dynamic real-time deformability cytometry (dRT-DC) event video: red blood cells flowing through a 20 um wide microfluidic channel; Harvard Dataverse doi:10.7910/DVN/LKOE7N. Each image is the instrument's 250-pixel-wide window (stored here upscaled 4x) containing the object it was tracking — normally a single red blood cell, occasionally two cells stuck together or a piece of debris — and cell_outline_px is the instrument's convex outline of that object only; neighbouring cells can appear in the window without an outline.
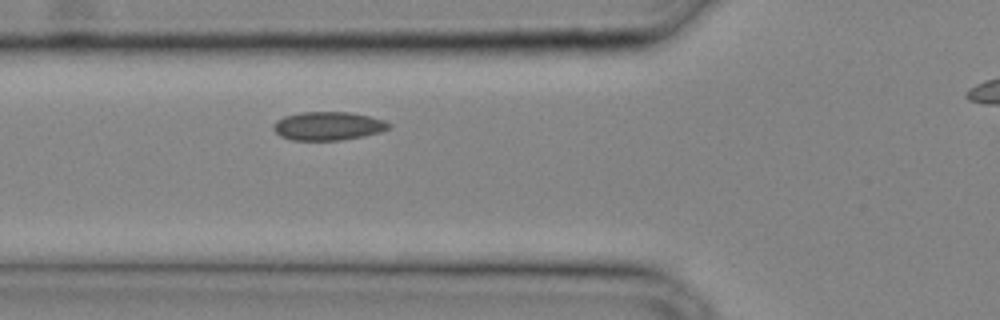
{"species": "common noctule bat (a hibernating species)", "species_latin": "Nyctalus noctula", "temperature_condition": "cold", "stored_images_in_passage": 22, "camera_frame_rate_fps": 3000, "um_per_image_px": 0.085, "animal": {"sex": "male", "body_mass_g": 20.4}, "frame": {"image": 1, "passage_image": 4, "time_ms": 1.0, "image_size_px": [1000, 320], "cell_outline_px": [[392, 128], [380, 132], [364, 136], [340, 140], [292, 140], [280, 136], [272, 128], [272, 124], [276, 120], [284, 116], [304, 112], [348, 112], [368, 116], [384, 120], [392, 124]], "centroid_in_image_um": [27.89, 10.71], "position_along_channel_um": 97.9, "area_um2": 19.25}}
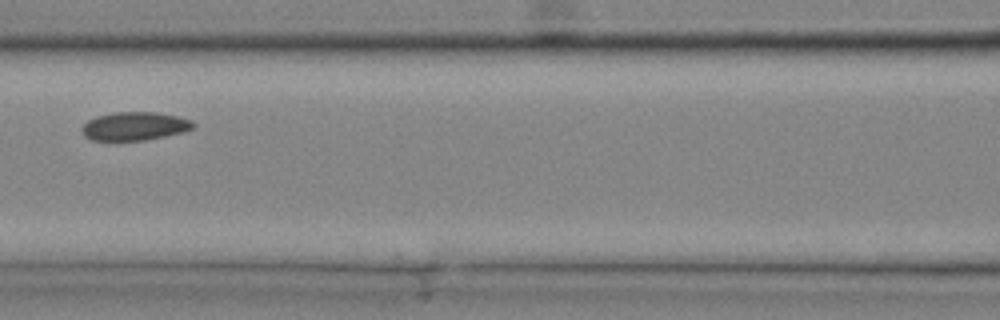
{"frame": {"image": 2, "passage_image": 7, "time_ms": 2.0, "image_size_px": [1000, 320], "cell_outline_px": [[196, 128], [164, 136], [144, 140], [92, 140], [84, 136], [80, 128], [88, 120], [96, 116], [116, 112], [156, 112], [180, 116], [192, 120], [196, 124]], "centroid_in_image_um": [11.46, 10.71], "position_along_channel_um": 155.1, "area_um2": 18.5}}